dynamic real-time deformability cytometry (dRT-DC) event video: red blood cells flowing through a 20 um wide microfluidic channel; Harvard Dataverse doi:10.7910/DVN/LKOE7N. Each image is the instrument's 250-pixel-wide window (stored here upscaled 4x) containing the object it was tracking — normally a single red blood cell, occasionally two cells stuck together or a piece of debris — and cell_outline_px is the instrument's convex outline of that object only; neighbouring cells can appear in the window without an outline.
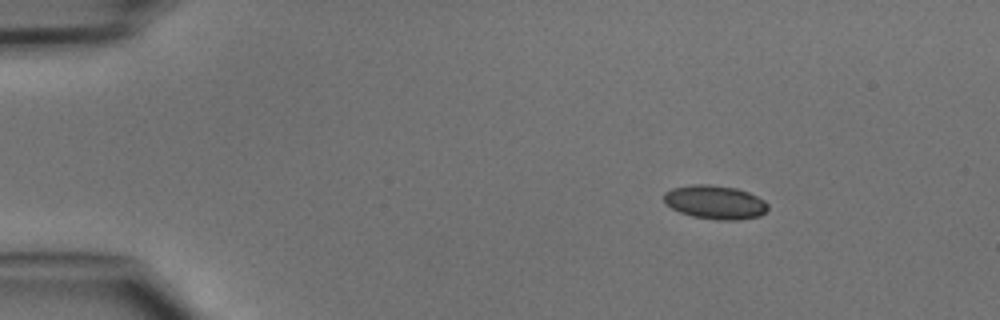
{"species": "common noctule bat (a hibernating species)", "species_latin": "Nyctalus noctula", "temperature_condition": "cold", "stored_images_in_passage": 48, "camera_frame_rate_fps": 3000, "um_per_image_px": 0.085, "animal": {"sex": "male", "body_mass_g": 15.6}, "frame": {"image": 1, "passage_image": 7, "time_ms": 2.0, "image_size_px": [1000, 320], "cell_outline_px": [[768, 208], [760, 216], [736, 220], [716, 220], [692, 216], [680, 212], [664, 204], [664, 192], [672, 188], [692, 184], [708, 184], [736, 188], [748, 192], [764, 200], [768, 204]], "centroid_in_image_um": [60.76, 17.18], "position_along_channel_um": 24.2, "area_um2": 20.52}}
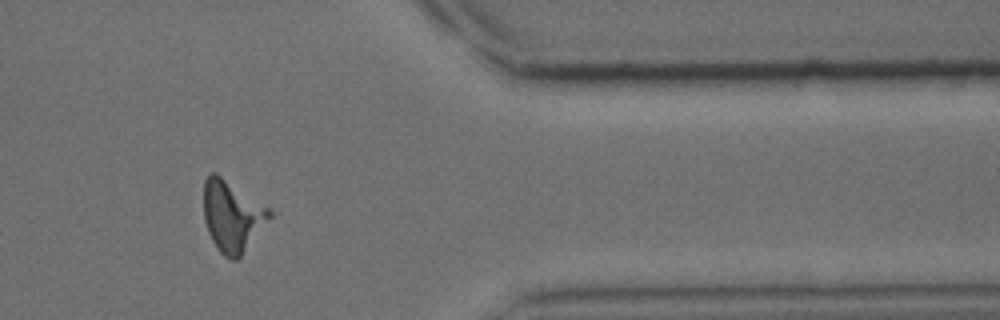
{"frame": {"image": 2, "passage_image": 40, "time_ms": 13.0, "image_size_px": [1000, 320], "cell_outline_px": [[276, 216], [240, 256], [236, 260], [232, 260], [224, 256], [216, 248], [208, 232], [204, 220], [204, 180], [212, 172], [216, 172], [268, 208]], "centroid_in_image_um": [19.77, 18.39], "position_along_channel_um": 391.6, "area_um2": 27.46}}
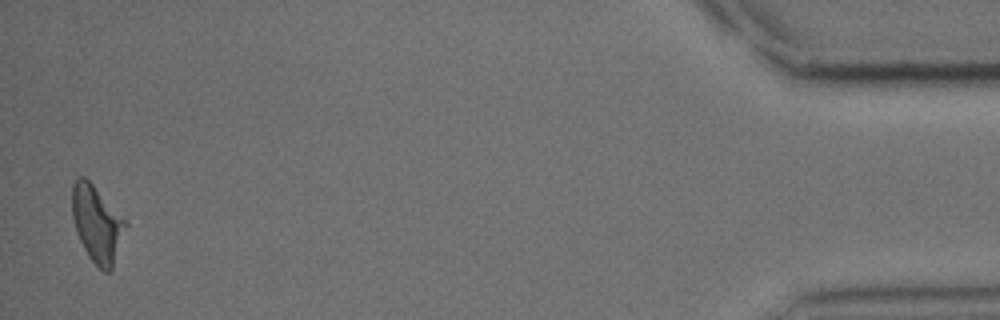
{"frame": {"image": 3, "passage_image": 47, "time_ms": 15.333, "image_size_px": [1000, 320], "cell_outline_px": [[128, 224], [112, 268], [108, 272], [104, 272], [88, 256], [76, 232], [72, 216], [72, 184], [80, 176], [84, 176], [92, 184]], "centroid_in_image_um": [8.23, 19.04], "position_along_channel_um": 427.0, "area_um2": 23.29}}